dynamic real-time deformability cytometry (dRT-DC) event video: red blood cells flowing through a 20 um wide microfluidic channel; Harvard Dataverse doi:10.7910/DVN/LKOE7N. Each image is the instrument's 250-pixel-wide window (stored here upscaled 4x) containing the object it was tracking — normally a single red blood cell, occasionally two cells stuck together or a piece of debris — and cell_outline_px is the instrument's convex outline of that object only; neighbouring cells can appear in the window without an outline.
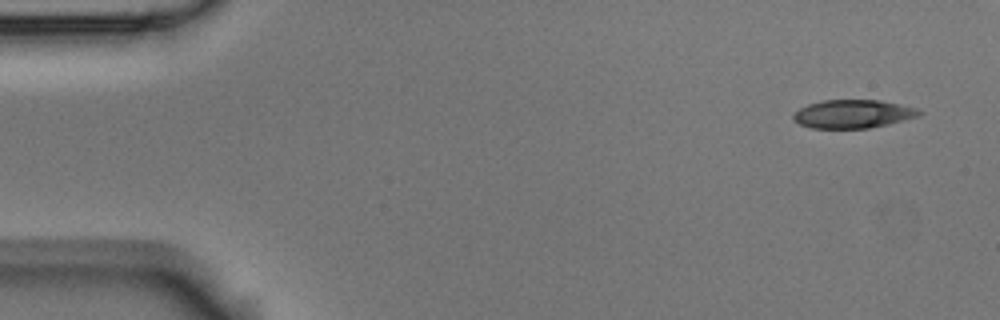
{"species": "Egyptian fruit bat (a non-hibernating species)", "species_latin": "Rousettus aegyptiacus", "temperature_condition": "room temperature", "stored_images_in_passage": 7, "camera_frame_rate_fps": 3000, "um_per_image_px": 0.085, "animal": {"sex": "male"}, "frame": {"image": 1, "passage_image": 1, "time_ms": 0.0, "image_size_px": [1000, 320], "cell_outline_px": [[924, 112], [920, 116], [888, 124], [868, 128], [812, 128], [800, 124], [792, 116], [800, 108], [808, 104], [824, 100], [880, 100], [900, 104], [916, 108]], "centroid_in_image_um": [72.55, 9.68], "position_along_channel_um": 12.5, "area_um2": 20.69}}
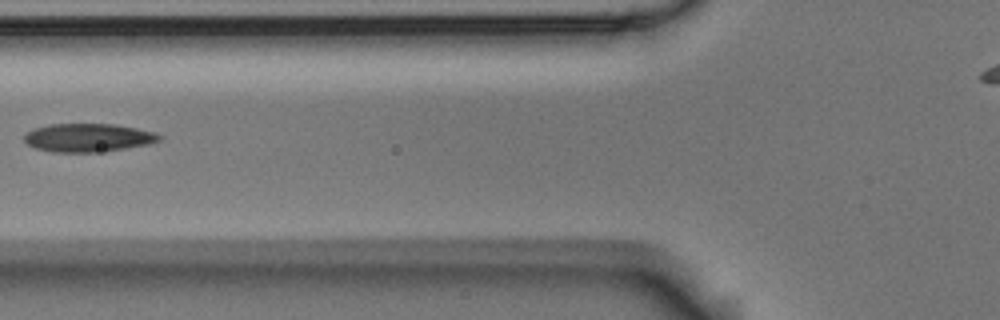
{"frame": {"image": 2, "passage_image": 6, "time_ms": 1.667, "image_size_px": [1000, 320], "cell_outline_px": [[164, 136], [160, 140], [148, 144], [124, 148], [96, 152], [52, 152], [36, 148], [28, 144], [24, 140], [24, 136], [32, 128], [48, 124], [112, 124], [136, 128], [156, 132]], "centroid_in_image_um": [7.49, 11.69], "position_along_channel_um": 118.3, "area_um2": 22.25}}
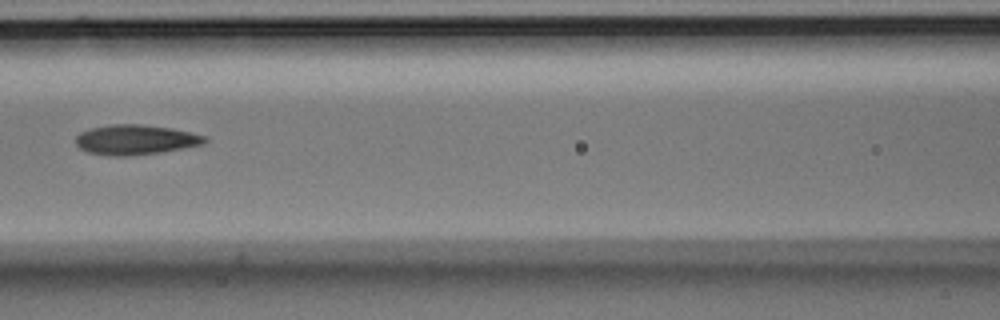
{"frame": {"image": 3, "passage_image": 7, "time_ms": 2.0, "image_size_px": [1000, 320], "cell_outline_px": [[208, 140], [204, 144], [164, 152], [128, 156], [108, 156], [88, 152], [80, 148], [76, 144], [76, 136], [80, 132], [92, 128], [112, 124], [140, 124], [172, 128], [208, 136]], "centroid_in_image_um": [11.55, 11.88], "position_along_channel_um": 155.0, "area_um2": 22.72}}